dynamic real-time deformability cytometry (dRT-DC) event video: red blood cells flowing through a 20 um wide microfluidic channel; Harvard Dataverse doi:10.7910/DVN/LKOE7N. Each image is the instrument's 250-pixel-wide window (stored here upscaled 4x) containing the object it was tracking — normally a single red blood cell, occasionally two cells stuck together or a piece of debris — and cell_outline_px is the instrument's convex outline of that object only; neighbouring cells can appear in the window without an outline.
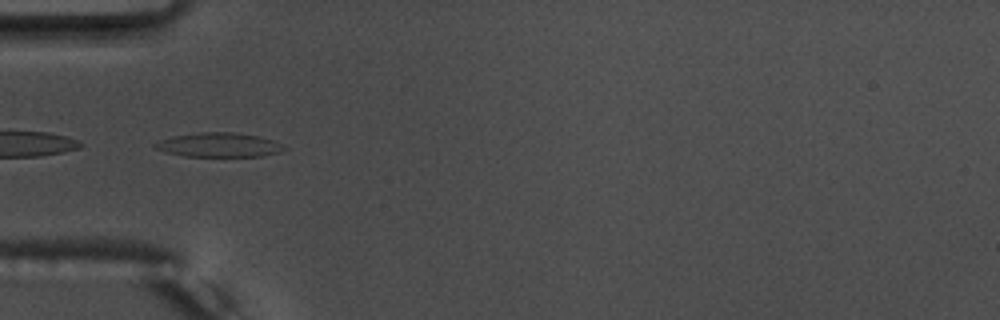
{"species": "common noctule bat (a hibernating species)", "species_latin": "Nyctalus noctula", "temperature_condition": "warm", "stored_images_in_passage": 29, "segment_of_instrument_passage": [2, 2], "camera_frame_rate_fps": 3000, "um_per_image_px": 0.085, "animal": {"sex": "male", "body_mass_g": 17.5, "forearm_length_mm": 52.3}, "frame": {"image": 1, "passage_image": 7, "time_ms": 2.0, "image_size_px": [1000, 320], "cell_outline_px": [[288, 148], [280, 152], [264, 156], [184, 156], [164, 152], [156, 148], [152, 144], [160, 140], [172, 136], [200, 132], [232, 132], [256, 136], [272, 140]], "centroid_in_image_um": [18.58, 12.32], "position_along_channel_um": 66.4, "area_um2": 18.15}}